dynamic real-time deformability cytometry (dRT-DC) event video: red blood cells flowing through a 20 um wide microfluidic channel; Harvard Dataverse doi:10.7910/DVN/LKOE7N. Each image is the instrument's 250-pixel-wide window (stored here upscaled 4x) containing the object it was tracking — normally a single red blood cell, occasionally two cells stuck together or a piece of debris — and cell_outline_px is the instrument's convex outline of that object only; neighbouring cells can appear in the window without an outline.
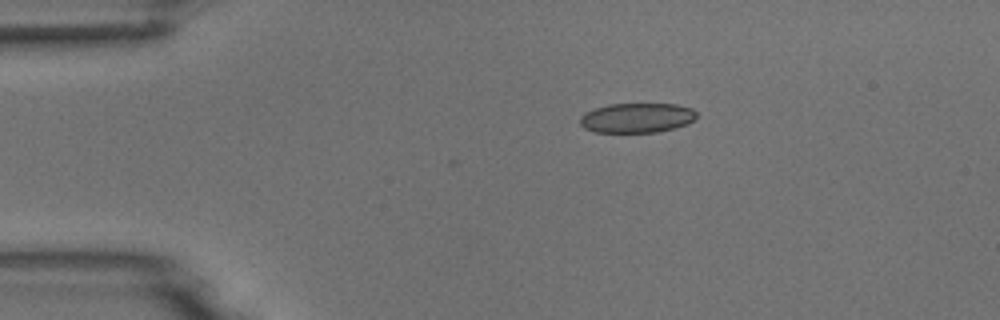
{"species": "common noctule bat (a hibernating species)", "species_latin": "Nyctalus noctula", "temperature_condition": "room temperature", "stored_images_in_passage": 2, "camera_frame_rate_fps": 3000, "um_per_image_px": 0.085, "animal": {"sex": "male", "body_mass_g": 18.8}, "frame": {"image": 1, "passage_image": 1, "time_ms": 0.0, "image_size_px": [1000, 320], "cell_outline_px": [[696, 116], [692, 120], [684, 124], [672, 128], [656, 132], [592, 132], [584, 128], [580, 124], [580, 116], [584, 112], [608, 104], [676, 104], [692, 108], [696, 112]], "centroid_in_image_um": [54.07, 10.01], "position_along_channel_um": 30.9, "area_um2": 20.06}}